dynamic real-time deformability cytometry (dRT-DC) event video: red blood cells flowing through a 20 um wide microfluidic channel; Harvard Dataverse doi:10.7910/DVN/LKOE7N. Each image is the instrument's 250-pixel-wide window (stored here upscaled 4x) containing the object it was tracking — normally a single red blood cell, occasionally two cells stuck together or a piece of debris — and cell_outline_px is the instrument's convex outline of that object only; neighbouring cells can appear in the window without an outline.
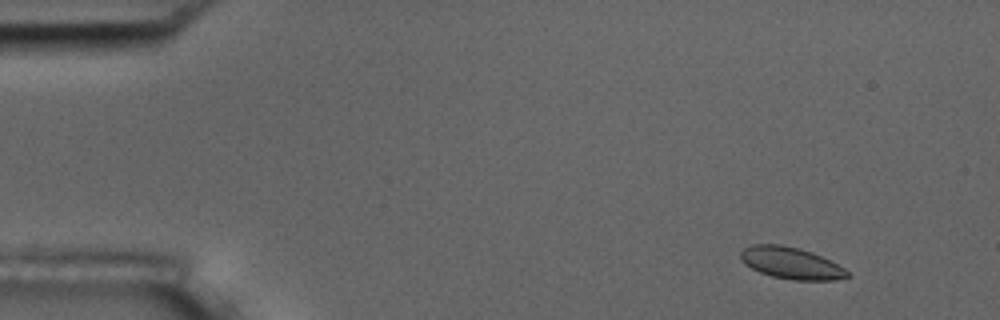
{"species": "common noctule bat (a hibernating species)", "species_latin": "Nyctalus noctula", "temperature_condition": "room temperature", "stored_images_in_passage": 4, "camera_frame_rate_fps": 3000, "um_per_image_px": 0.085, "animal": {"sex": "male", "body_mass_g": 17.5, "forearm_length_mm": 52.3}, "frame": {"image": 1, "passage_image": 1, "time_ms": 0.0, "image_size_px": [1000, 320], "cell_outline_px": [[852, 276], [836, 280], [792, 280], [772, 276], [760, 272], [744, 264], [740, 260], [740, 252], [744, 248], [752, 244], [780, 244], [796, 248], [820, 256], [844, 268]], "centroid_in_image_um": [67.21, 22.37], "position_along_channel_um": 17.8, "area_um2": 19.54}}
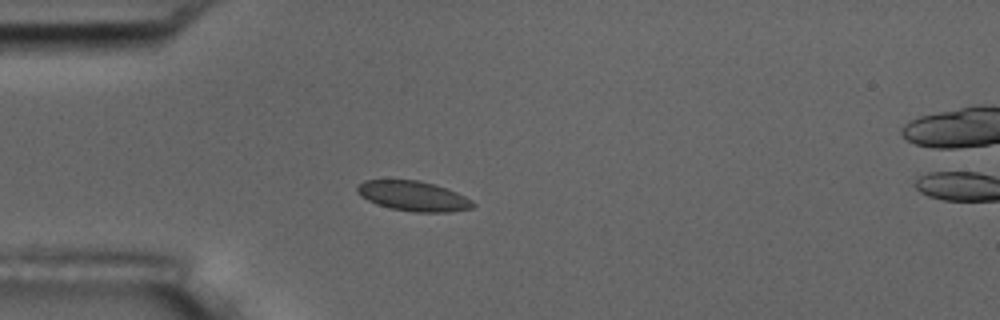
{"frame": {"image": 2, "passage_image": 4, "time_ms": 3.333, "image_size_px": [1000, 320], "cell_outline_px": [[476, 204], [472, 208], [452, 212], [412, 212], [392, 208], [376, 204], [368, 200], [356, 192], [356, 188], [364, 180], [416, 180], [432, 184], [456, 192], [472, 200]], "centroid_in_image_um": [35.13, 16.67], "position_along_channel_um": 49.9, "area_um2": 20.0}}